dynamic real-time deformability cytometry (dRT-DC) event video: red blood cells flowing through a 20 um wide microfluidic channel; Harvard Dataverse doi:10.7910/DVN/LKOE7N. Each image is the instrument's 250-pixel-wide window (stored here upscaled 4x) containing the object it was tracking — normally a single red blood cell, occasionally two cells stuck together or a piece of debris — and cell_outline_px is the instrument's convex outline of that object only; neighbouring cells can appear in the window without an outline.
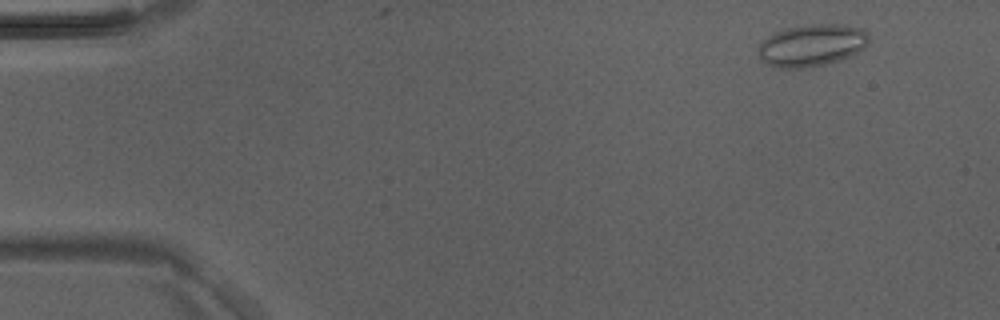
{"species": "Egyptian fruit bat (a non-hibernating species)", "species_latin": "Rousettus aegyptiacus", "temperature_condition": "room temperature", "stored_images_in_passage": 6, "camera_frame_rate_fps": 3000, "um_per_image_px": 0.085, "animal": {"sex": "male"}, "frame": {"image": 1, "passage_image": 2, "time_ms": 0.333, "image_size_px": [1000, 320], "cell_outline_px": [[868, 44], [864, 48], [840, 60], [824, 64], [800, 68], [772, 68], [760, 56], [756, 48], [772, 32], [788, 28], [812, 24], [836, 24], [860, 28], [868, 32]], "centroid_in_image_um": [68.98, 3.85], "position_along_channel_um": 16.0, "area_um2": 26.93}}